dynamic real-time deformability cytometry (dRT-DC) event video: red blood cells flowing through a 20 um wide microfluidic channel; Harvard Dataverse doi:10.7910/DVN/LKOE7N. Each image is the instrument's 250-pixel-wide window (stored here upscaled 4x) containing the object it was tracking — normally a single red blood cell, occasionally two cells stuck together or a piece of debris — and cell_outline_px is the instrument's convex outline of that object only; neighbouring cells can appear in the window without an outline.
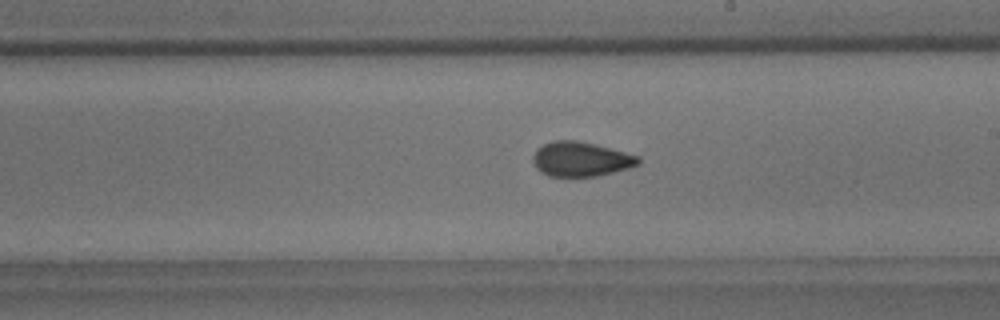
{"species": "common noctule bat (a hibernating species)", "species_latin": "Nyctalus noctula", "temperature_condition": "room temperature", "stored_images_in_passage": 29, "camera_frame_rate_fps": 3000, "um_per_image_px": 0.085, "animal": {"sex": "male", "body_mass_g": 18.8}, "frame": {"image": 1, "passage_image": 17, "time_ms": 5.333, "image_size_px": [1000, 320], "cell_outline_px": [[640, 164], [628, 168], [596, 176], [548, 176], [540, 172], [536, 168], [532, 160], [532, 156], [536, 148], [552, 140], [576, 140], [640, 156]], "centroid_in_image_um": [49.32, 13.53], "position_along_channel_um": 239.7, "area_um2": 21.15}}